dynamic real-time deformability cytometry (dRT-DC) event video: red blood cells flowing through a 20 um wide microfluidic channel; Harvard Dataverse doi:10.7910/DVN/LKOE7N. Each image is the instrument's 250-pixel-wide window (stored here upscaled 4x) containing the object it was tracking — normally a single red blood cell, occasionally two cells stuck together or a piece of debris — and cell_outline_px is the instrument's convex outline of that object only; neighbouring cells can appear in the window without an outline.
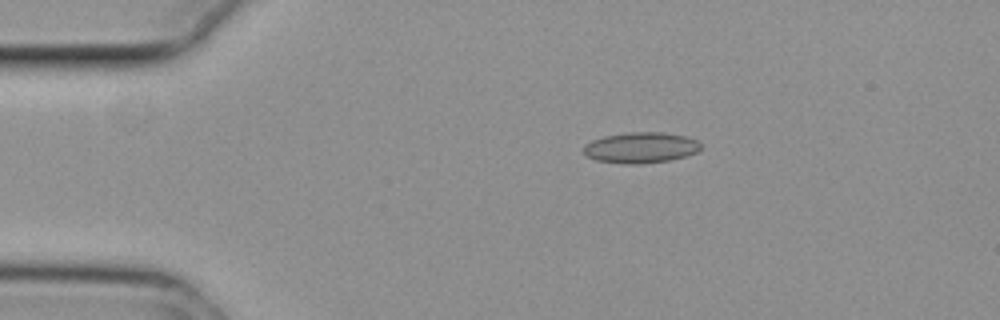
{"species": "common noctule bat (a hibernating species)", "species_latin": "Nyctalus noctula", "temperature_condition": "cold", "stored_images_in_passage": 18, "camera_frame_rate_fps": 3000, "um_per_image_px": 0.085, "animal": {"sex": "female", "body_mass_g": 29.2, "forearm_length_mm": 56.3}, "frame": {"image": 1, "passage_image": 3, "time_ms": 0.667, "image_size_px": [1000, 320], "cell_outline_px": [[700, 148], [696, 152], [684, 156], [668, 160], [640, 164], [624, 164], [596, 160], [588, 156], [584, 152], [584, 144], [592, 140], [604, 136], [632, 132], [660, 132], [684, 136], [696, 140], [700, 144]], "centroid_in_image_um": [54.43, 12.55], "position_along_channel_um": 30.6, "area_um2": 20.75}}
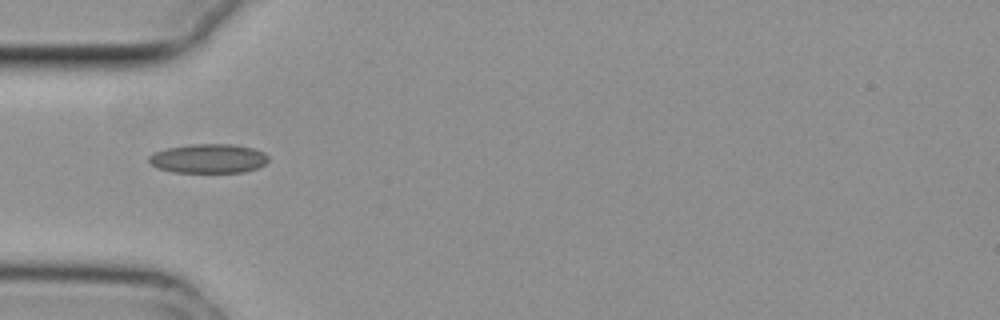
{"frame": {"image": 2, "passage_image": 10, "time_ms": 3.0, "image_size_px": [1000, 320], "cell_outline_px": [[268, 160], [264, 164], [256, 168], [244, 172], [172, 172], [156, 168], [148, 160], [148, 156], [156, 152], [168, 148], [192, 144], [232, 144], [252, 148], [264, 152], [268, 156]], "centroid_in_image_um": [17.71, 13.48], "position_along_channel_um": 67.3, "area_um2": 20.23}}
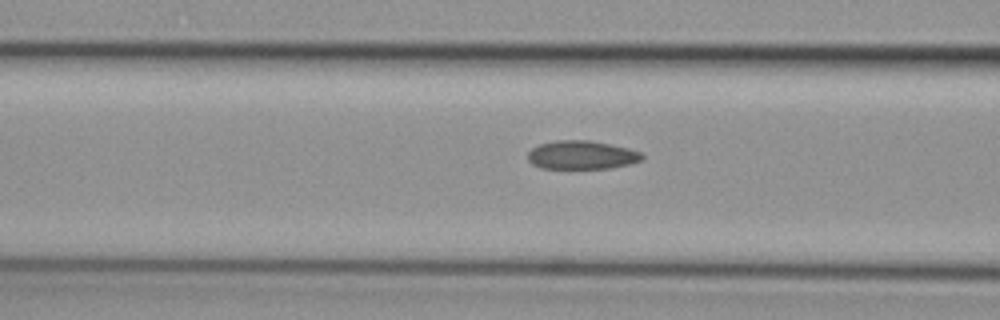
{"frame": {"image": 3, "passage_image": 14, "time_ms": 4.333, "image_size_px": [1000, 320], "cell_outline_px": [[644, 156], [640, 160], [628, 164], [612, 168], [540, 168], [532, 164], [528, 160], [528, 152], [532, 148], [540, 144], [556, 140], [588, 140], [628, 148], [640, 152]], "centroid_in_image_um": [49.41, 13.17], "position_along_channel_um": 117.2, "area_um2": 18.84}}